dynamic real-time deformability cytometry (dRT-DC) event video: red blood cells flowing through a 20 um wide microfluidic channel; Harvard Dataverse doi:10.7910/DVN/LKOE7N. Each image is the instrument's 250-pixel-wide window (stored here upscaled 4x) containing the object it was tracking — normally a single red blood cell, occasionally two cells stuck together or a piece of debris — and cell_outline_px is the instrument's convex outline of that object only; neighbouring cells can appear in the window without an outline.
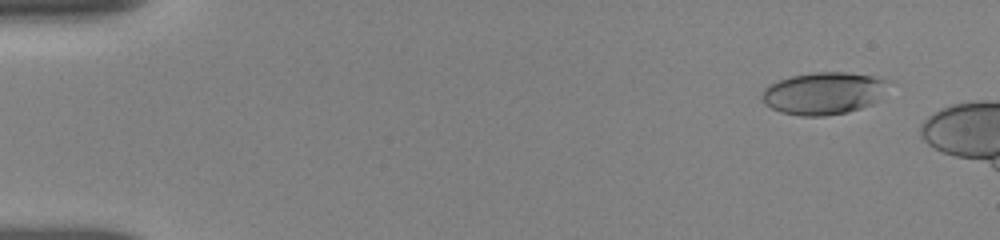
{"species": "human", "species_latin": "Homo sapiens", "temperature_condition": "room temperature", "stored_images_in_passage": 8, "camera_frame_rate_fps": 3000, "um_per_image_px": 0.085, "donor": {"sex": "female"}, "frame": {"image": 1, "passage_image": 4, "time_ms": 1.333, "image_size_px": [1000, 240], "cell_outline_px": [[888, 80], [876, 100], [872, 104], [848, 112], [824, 116], [800, 116], [780, 112], [764, 104], [760, 96], [764, 88], [780, 80], [792, 76], [816, 72], [848, 72], [872, 76]], "centroid_in_image_um": [69.94, 7.94], "position_along_channel_um": 15.1, "area_um2": 30.75}}